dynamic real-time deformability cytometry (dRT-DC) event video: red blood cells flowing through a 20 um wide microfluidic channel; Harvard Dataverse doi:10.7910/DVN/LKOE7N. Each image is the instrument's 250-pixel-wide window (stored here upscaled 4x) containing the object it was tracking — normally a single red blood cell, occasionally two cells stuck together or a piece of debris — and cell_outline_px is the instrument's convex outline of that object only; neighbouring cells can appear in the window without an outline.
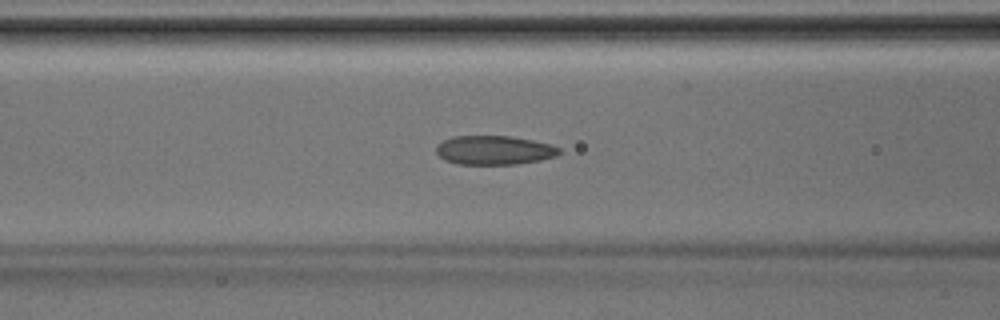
{"species": "Egyptian fruit bat (a non-hibernating species)", "species_latin": "Rousettus aegyptiacus", "temperature_condition": "room temperature", "stored_images_in_passage": 43, "camera_frame_rate_fps": 3000, "um_per_image_px": 0.085, "animal": {"sex": "male"}, "frame": {"image": 1, "passage_image": 17, "time_ms": 5.333, "image_size_px": [1000, 320], "cell_outline_px": [[560, 152], [556, 156], [540, 160], [516, 164], [456, 164], [444, 160], [436, 152], [436, 144], [452, 136], [508, 136], [532, 140], [548, 144], [560, 148]], "centroid_in_image_um": [41.96, 12.77], "position_along_channel_um": 124.6, "area_um2": 20.75}}
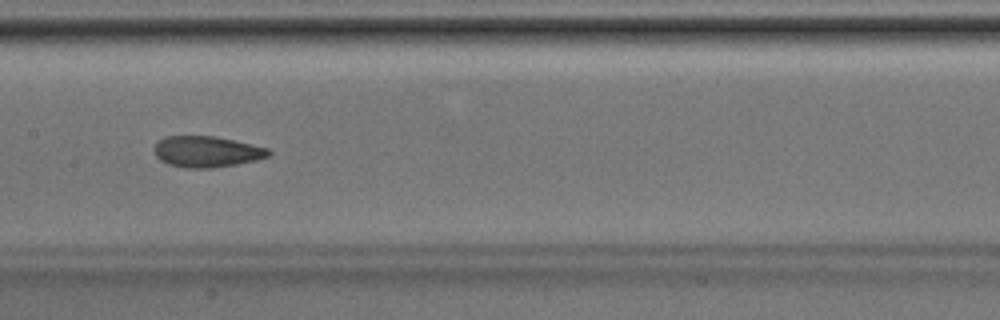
{"frame": {"image": 2, "passage_image": 21, "time_ms": 6.667, "image_size_px": [1000, 320], "cell_outline_px": [[272, 152], [268, 156], [256, 160], [236, 164], [212, 168], [188, 168], [168, 164], [160, 160], [156, 156], [152, 148], [164, 136], [216, 136], [268, 148]], "centroid_in_image_um": [17.55, 12.89], "position_along_channel_um": 189.9, "area_um2": 20.69}}
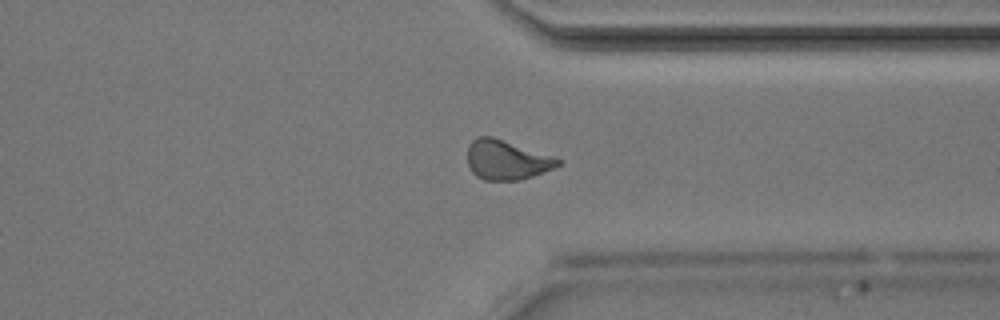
{"frame": {"image": 3, "passage_image": 32, "time_ms": 10.333, "image_size_px": [1000, 320], "cell_outline_px": [[564, 160], [560, 164], [552, 168], [532, 176], [520, 180], [484, 180], [476, 176], [472, 172], [468, 164], [468, 144], [476, 136], [492, 136]], "centroid_in_image_um": [43.03, 13.59], "position_along_channel_um": 368.4, "area_um2": 20.75}}